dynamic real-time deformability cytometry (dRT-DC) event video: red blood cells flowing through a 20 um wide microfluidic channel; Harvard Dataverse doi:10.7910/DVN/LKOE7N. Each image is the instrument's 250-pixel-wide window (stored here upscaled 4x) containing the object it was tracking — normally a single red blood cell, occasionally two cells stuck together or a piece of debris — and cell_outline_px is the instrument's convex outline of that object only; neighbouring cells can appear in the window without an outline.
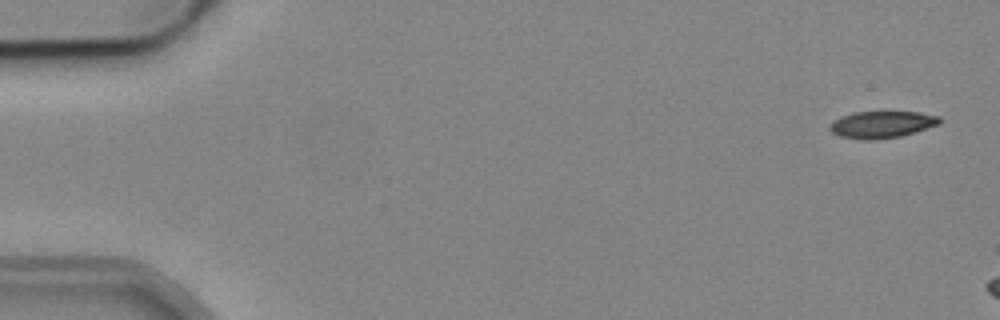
{"species": "common noctule bat (a hibernating species)", "species_latin": "Nyctalus noctula", "temperature_condition": "cold", "stored_images_in_passage": 3, "camera_frame_rate_fps": 3000, "um_per_image_px": 0.085, "animal": {"sex": "male", "body_mass_g": 19.2, "forearm_length_mm": 51.8}, "frame": {"image": 1, "passage_image": 1, "time_ms": 0.0, "image_size_px": [1000, 320], "cell_outline_px": [[940, 124], [900, 136], [876, 140], [868, 140], [840, 136], [832, 132], [828, 128], [828, 124], [832, 120], [840, 116], [856, 112], [920, 112], [940, 116]], "centroid_in_image_um": [74.92, 10.58], "position_along_channel_um": 10.1, "area_um2": 17.22}}